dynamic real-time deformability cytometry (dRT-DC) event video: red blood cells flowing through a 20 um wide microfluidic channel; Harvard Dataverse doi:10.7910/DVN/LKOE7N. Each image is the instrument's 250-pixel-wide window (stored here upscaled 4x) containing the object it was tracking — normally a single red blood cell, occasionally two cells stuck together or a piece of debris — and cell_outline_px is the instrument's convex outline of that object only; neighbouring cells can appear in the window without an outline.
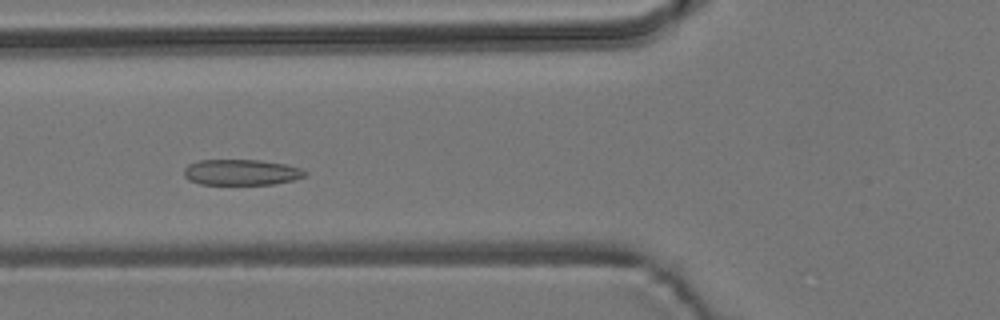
{"species": "common noctule bat (a hibernating species)", "species_latin": "Nyctalus noctula", "temperature_condition": "room temperature", "stored_images_in_passage": 48, "camera_frame_rate_fps": 3000, "um_per_image_px": 0.085, "animal": {"sex": "male", "body_mass_g": 19.2, "forearm_length_mm": 51.8}, "frame": {"image": 1, "passage_image": 14, "time_ms": 4.333, "image_size_px": [1000, 320], "cell_outline_px": [[308, 172], [304, 176], [292, 180], [272, 184], [200, 184], [188, 180], [184, 176], [184, 168], [188, 164], [200, 160], [260, 160], [284, 164], [300, 168]], "centroid_in_image_um": [20.47, 14.64], "position_along_channel_um": 105.3, "area_um2": 18.09}}
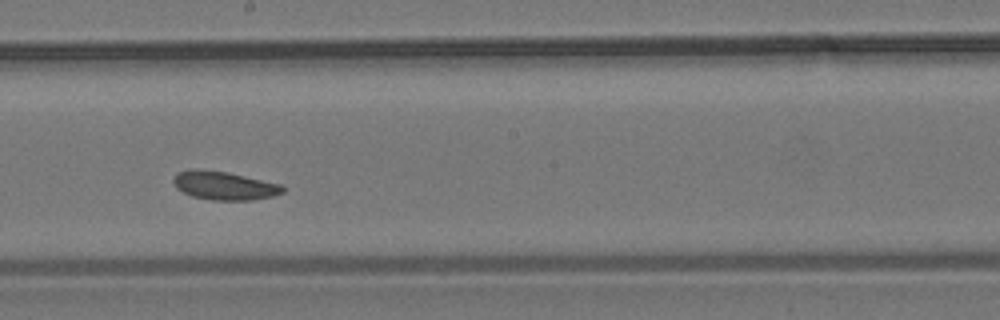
{"frame": {"image": 2, "passage_image": 24, "time_ms": 7.667, "image_size_px": [1000, 320], "cell_outline_px": [[284, 192], [272, 196], [252, 200], [212, 200], [192, 196], [176, 188], [172, 180], [176, 172], [192, 168], [196, 168], [228, 172], [280, 184], [284, 188]], "centroid_in_image_um": [19.01, 15.76], "position_along_channel_um": 229.2, "area_um2": 18.21}}
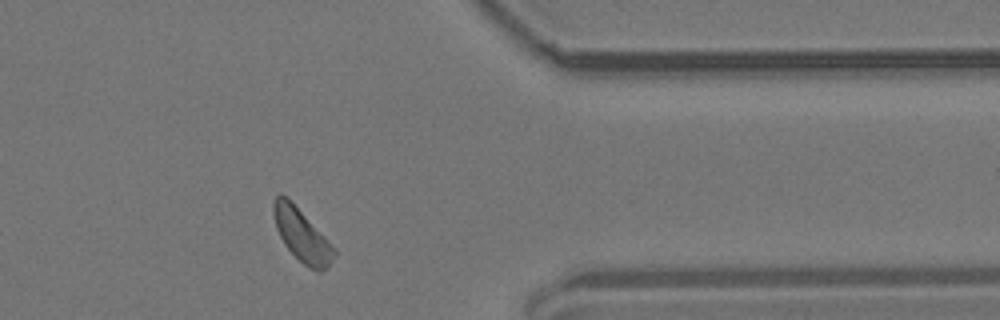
{"frame": {"image": 3, "passage_image": 38, "time_ms": 12.333, "image_size_px": [1000, 320], "cell_outline_px": [[336, 252], [332, 260], [320, 272], [316, 272], [308, 268], [284, 244], [276, 228], [272, 212], [272, 204], [276, 196], [280, 192], [304, 216]], "centroid_in_image_um": [25.58, 20.02], "position_along_channel_um": 385.8, "area_um2": 17.46}, "authors_computed_cell_mechanics": {"area_um2": 18.2648, "velocity_mm_per_s": 3.7116, "shape_relaxation_time_tau1_ms": null, "shape_relaxation_time_tau2_ms": 2.3766, "deformation_change_tau1": null, "deformation_change_tau2": 0.0545}}